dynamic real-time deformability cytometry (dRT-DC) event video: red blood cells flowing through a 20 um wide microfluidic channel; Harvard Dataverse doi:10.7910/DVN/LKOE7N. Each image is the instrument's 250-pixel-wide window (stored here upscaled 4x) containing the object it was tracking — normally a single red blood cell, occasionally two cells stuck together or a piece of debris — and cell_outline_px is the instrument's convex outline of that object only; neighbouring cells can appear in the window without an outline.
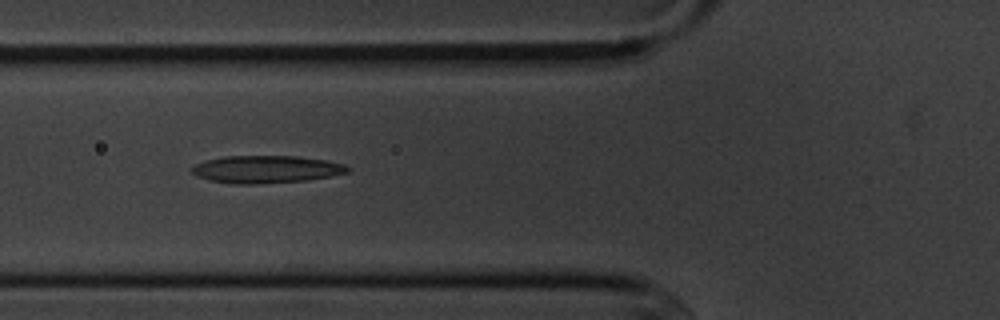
{"species": "common noctule bat (a hibernating species)", "species_latin": "Nyctalus noctula", "temperature_condition": "cold", "stored_images_in_passage": 7, "camera_frame_rate_fps": 3000, "um_per_image_px": 0.085, "animal": {"sex": "male", "body_mass_g": 20.1, "forearm_length_mm": 53.5}, "frame": {"image": 1, "passage_image": 6, "time_ms": 5.667, "image_size_px": [1000, 320], "cell_outline_px": [[352, 168], [348, 172], [308, 180], [256, 184], [236, 184], [208, 180], [196, 176], [192, 172], [192, 168], [196, 164], [208, 160], [224, 156], [296, 156], [328, 160], [344, 164]], "centroid_in_image_um": [22.65, 14.39], "position_along_channel_um": 103.2, "area_um2": 24.91}}
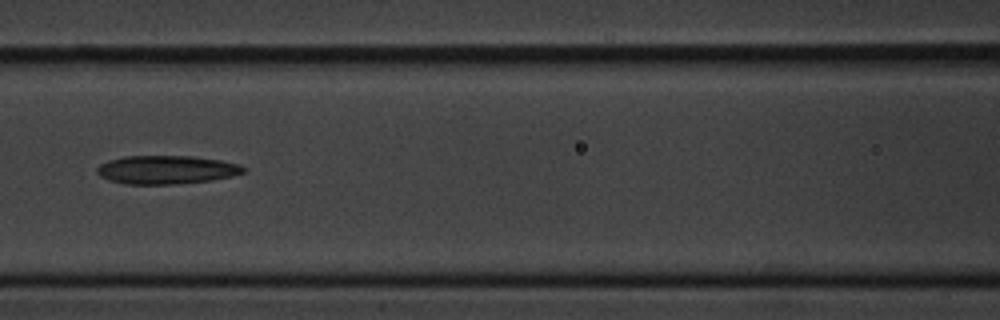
{"frame": {"image": 2, "passage_image": 7, "time_ms": 7.0, "image_size_px": [1000, 320], "cell_outline_px": [[248, 168], [244, 172], [232, 176], [212, 180], [172, 184], [124, 184], [108, 180], [100, 176], [96, 172], [96, 168], [100, 164], [108, 160], [124, 156], [192, 156], [220, 160], [240, 164]], "centroid_in_image_um": [14.14, 14.42], "position_along_channel_um": 152.5, "area_um2": 24.45}}